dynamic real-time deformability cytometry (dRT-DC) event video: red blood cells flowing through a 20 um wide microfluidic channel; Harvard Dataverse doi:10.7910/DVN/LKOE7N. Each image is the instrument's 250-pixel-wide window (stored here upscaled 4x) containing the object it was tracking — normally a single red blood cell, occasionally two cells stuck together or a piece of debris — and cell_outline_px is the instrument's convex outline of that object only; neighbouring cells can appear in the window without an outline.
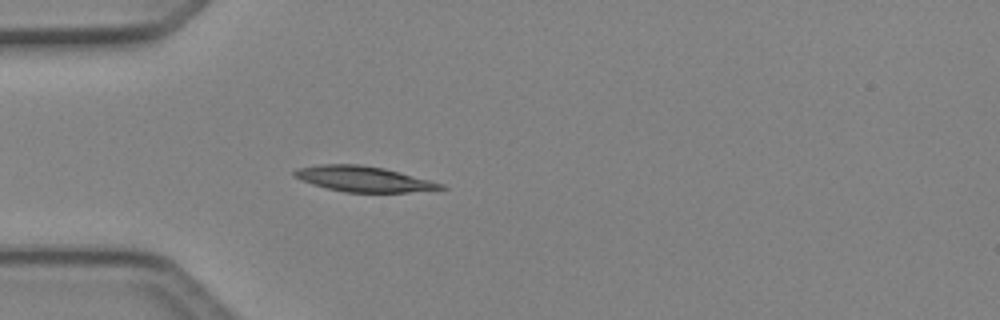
{"species": "Egyptian fruit bat (a non-hibernating species)", "species_latin": "Rousettus aegyptiacus", "temperature_condition": "cold", "stored_images_in_passage": 4, "camera_frame_rate_fps": 3000, "um_per_image_px": 0.085, "animal": {"sex": "female"}, "frame": {"image": 1, "passage_image": 4, "time_ms": 1.0, "image_size_px": [1000, 320], "cell_outline_px": [[448, 188], [408, 192], [344, 192], [312, 184], [300, 180], [292, 176], [292, 172], [300, 168], [320, 164], [360, 164], [384, 168], [444, 184]], "centroid_in_image_um": [30.87, 15.21], "position_along_channel_um": 54.1, "area_um2": 21.56}}